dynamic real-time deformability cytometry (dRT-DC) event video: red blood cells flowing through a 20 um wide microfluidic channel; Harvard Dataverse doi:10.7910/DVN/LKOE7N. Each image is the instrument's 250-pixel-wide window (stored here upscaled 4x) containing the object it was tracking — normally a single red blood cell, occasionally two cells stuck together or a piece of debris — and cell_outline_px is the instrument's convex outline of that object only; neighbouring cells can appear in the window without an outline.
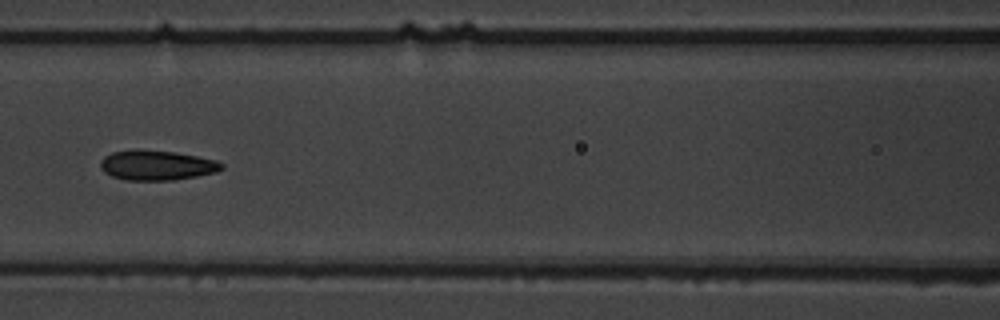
{"species": "common noctule bat (a hibernating species)", "species_latin": "Nyctalus noctula", "temperature_condition": "warm", "stored_images_in_passage": 9, "camera_frame_rate_fps": 3000, "um_per_image_px": 0.085, "animal": {"sex": "male", "body_mass_g": 19.5, "forearm_length_mm": 54.6}, "frame": {"image": 1, "passage_image": 6, "time_ms": 7.0, "image_size_px": [1000, 320], "cell_outline_px": [[224, 168], [216, 172], [196, 176], [172, 180], [128, 180], [112, 176], [104, 172], [100, 168], [100, 160], [104, 156], [112, 152], [136, 148], [176, 152], [216, 160], [224, 164]], "centroid_in_image_um": [13.3, 14.03], "position_along_channel_um": 153.3, "area_um2": 21.33}}
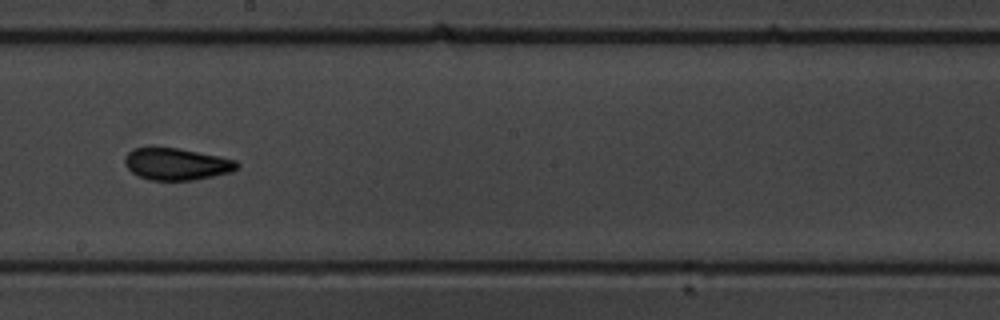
{"frame": {"image": 2, "passage_image": 8, "time_ms": 9.333, "image_size_px": [1000, 320], "cell_outline_px": [[240, 164], [232, 172], [192, 180], [148, 180], [136, 176], [124, 164], [124, 156], [128, 152], [136, 148], [180, 148], [220, 156], [236, 160]], "centroid_in_image_um": [15.0, 13.95], "position_along_channel_um": 233.2, "area_um2": 20.92}}
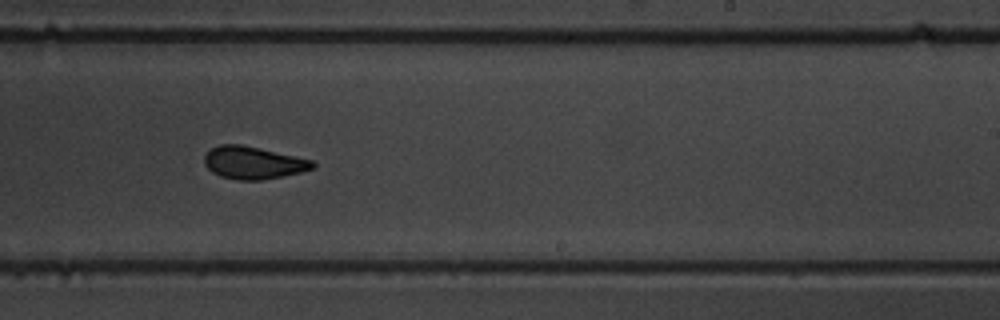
{"frame": {"image": 3, "passage_image": 9, "time_ms": 10.333, "image_size_px": [1000, 320], "cell_outline_px": [[316, 168], [284, 176], [264, 180], [236, 180], [220, 176], [212, 172], [204, 164], [204, 156], [212, 148], [220, 144], [240, 144], [260, 148], [312, 160], [316, 164]], "centroid_in_image_um": [21.53, 13.84], "position_along_channel_um": 267.5, "area_um2": 20.58}}